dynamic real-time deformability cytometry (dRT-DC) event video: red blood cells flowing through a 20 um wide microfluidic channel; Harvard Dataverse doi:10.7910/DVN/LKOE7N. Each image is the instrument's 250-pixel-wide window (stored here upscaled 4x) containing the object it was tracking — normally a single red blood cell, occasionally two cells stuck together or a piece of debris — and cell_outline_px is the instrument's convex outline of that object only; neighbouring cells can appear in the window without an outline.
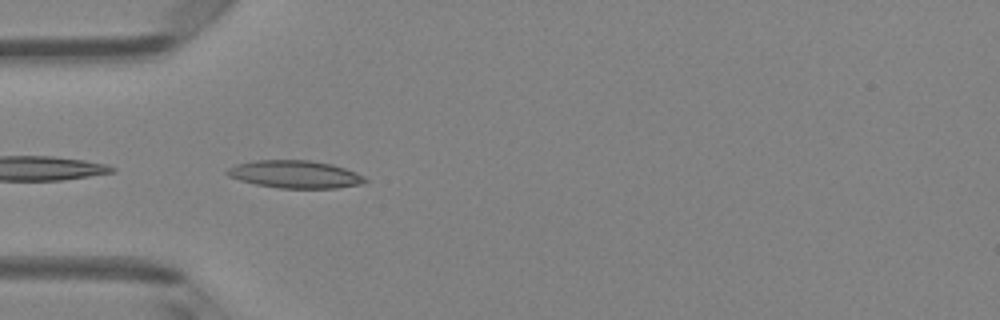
{"species": "Egyptian fruit bat (a non-hibernating species)", "species_latin": "Rousettus aegyptiacus", "temperature_condition": "room temperature", "stored_images_in_passage": 13, "camera_frame_rate_fps": 3000, "um_per_image_px": 0.085, "animal": {"sex": "female"}, "frame": {"image": 1, "passage_image": 1, "time_ms": 0.0, "image_size_px": [1000, 320], "cell_outline_px": [[368, 180], [360, 184], [336, 188], [280, 188], [256, 184], [240, 180], [228, 176], [224, 172], [228, 168], [236, 164], [252, 160], [308, 160], [332, 164], [356, 172], [364, 176]], "centroid_in_image_um": [25.05, 14.81], "position_along_channel_um": 59.9, "area_um2": 22.2}}
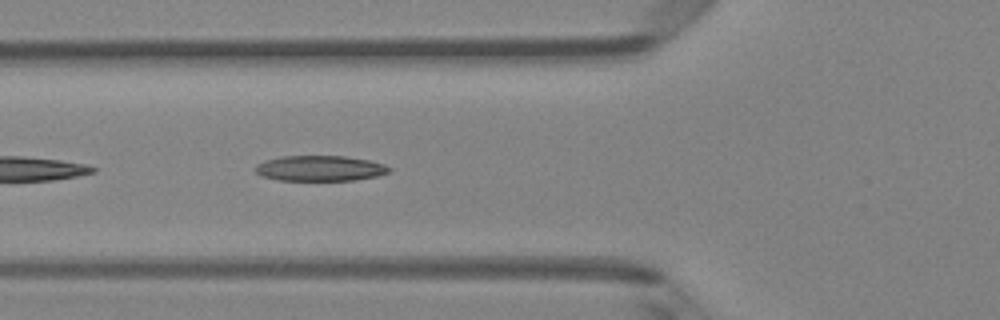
{"frame": {"image": 2, "passage_image": 4, "time_ms": 1.0, "image_size_px": [1000, 320], "cell_outline_px": [[392, 168], [388, 172], [376, 176], [352, 180], [280, 180], [260, 176], [256, 172], [256, 164], [264, 160], [280, 156], [344, 156], [368, 160], [384, 164]], "centroid_in_image_um": [27.16, 14.3], "position_along_channel_um": 98.6, "area_um2": 19.77}}
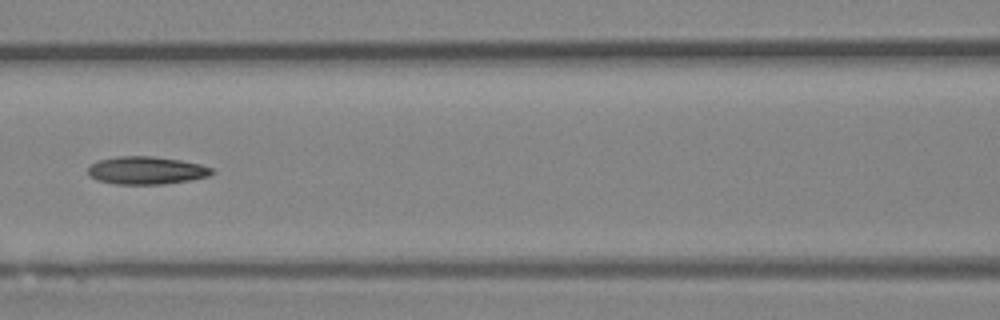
{"frame": {"image": 3, "passage_image": 8, "time_ms": 2.333, "image_size_px": [1000, 320], "cell_outline_px": [[216, 172], [208, 176], [192, 180], [164, 184], [116, 184], [96, 180], [88, 176], [88, 168], [92, 164], [100, 160], [116, 156], [152, 156], [180, 160], [200, 164], [212, 168]], "centroid_in_image_um": [12.45, 14.49], "position_along_channel_um": 154.1, "area_um2": 20.17}}